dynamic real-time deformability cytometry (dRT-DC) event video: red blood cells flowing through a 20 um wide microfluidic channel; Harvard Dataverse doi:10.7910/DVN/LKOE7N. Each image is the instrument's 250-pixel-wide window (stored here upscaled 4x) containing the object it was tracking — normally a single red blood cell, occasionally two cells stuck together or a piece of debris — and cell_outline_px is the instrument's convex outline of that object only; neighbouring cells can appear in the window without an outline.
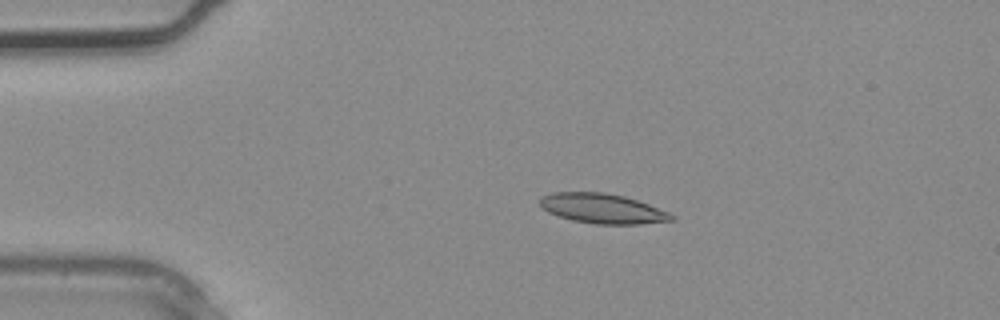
{"species": "common noctule bat (a hibernating species)", "species_latin": "Nyctalus noctula", "temperature_condition": "warm", "stored_images_in_passage": 2, "camera_frame_rate_fps": 3000, "um_per_image_px": 0.085, "animal": {"sex": "male", "body_mass_g": 20.4}, "frame": {"image": 1, "passage_image": 1, "time_ms": 0.0, "image_size_px": [1000, 320], "cell_outline_px": [[676, 220], [640, 224], [596, 224], [572, 220], [548, 212], [540, 204], [540, 196], [552, 192], [604, 192], [624, 196], [648, 204], [668, 212], [676, 216]], "centroid_in_image_um": [51.22, 17.72], "position_along_channel_um": 33.8, "area_um2": 22.83}}
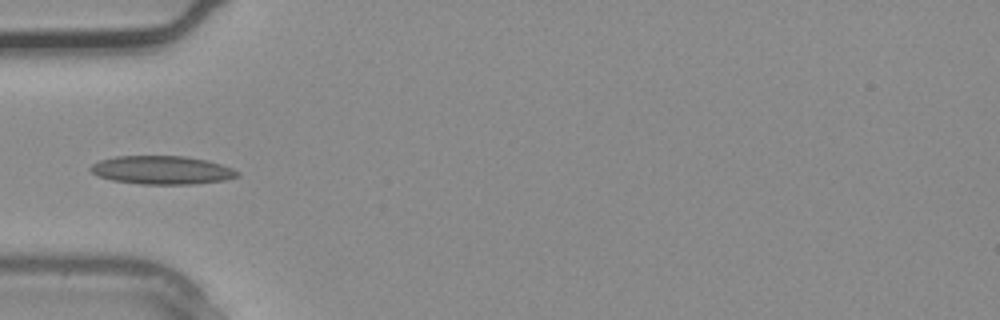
{"frame": {"image": 2, "passage_image": 2, "time_ms": 0.333, "image_size_px": [1000, 320], "cell_outline_px": [[240, 176], [224, 180], [192, 184], [140, 184], [112, 180], [100, 176], [92, 172], [88, 168], [92, 164], [100, 160], [116, 156], [184, 156], [208, 160], [232, 168], [240, 172]], "centroid_in_image_um": [13.78, 14.45], "position_along_channel_um": 71.2, "area_um2": 24.28}}